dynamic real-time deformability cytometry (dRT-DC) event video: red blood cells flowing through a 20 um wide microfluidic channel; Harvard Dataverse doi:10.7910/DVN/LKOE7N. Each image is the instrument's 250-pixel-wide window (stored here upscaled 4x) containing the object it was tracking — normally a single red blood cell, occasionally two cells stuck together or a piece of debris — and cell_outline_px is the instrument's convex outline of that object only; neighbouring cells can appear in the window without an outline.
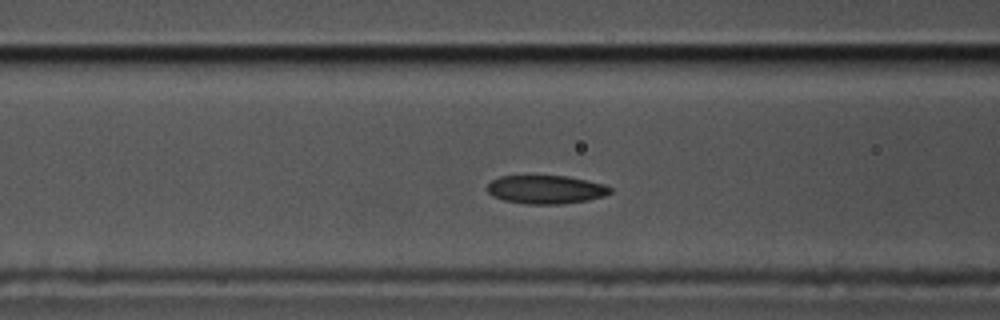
{"species": "common noctule bat (a hibernating species)", "species_latin": "Nyctalus noctula", "temperature_condition": "cold", "stored_images_in_passage": 54, "camera_frame_rate_fps": 3000, "um_per_image_px": 0.085, "animal": {"sex": "male", "body_mass_g": 17.5, "forearm_length_mm": 52.3}, "frame": {"image": 1, "passage_image": 18, "time_ms": 5.667, "image_size_px": [1000, 320], "cell_outline_px": [[612, 192], [604, 196], [588, 200], [560, 204], [524, 204], [504, 200], [492, 196], [488, 192], [488, 184], [492, 180], [500, 176], [568, 176], [604, 184], [612, 188]], "centroid_in_image_um": [46.41, 16.11], "position_along_channel_um": 120.2, "area_um2": 20.4}}
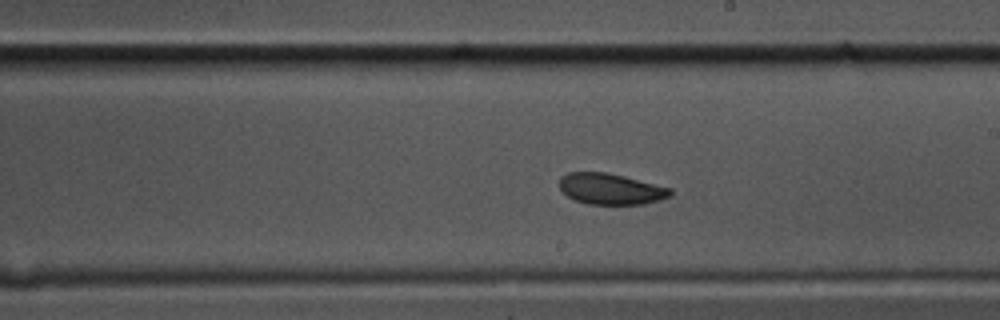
{"frame": {"image": 2, "passage_image": 28, "time_ms": 9.0, "image_size_px": [1000, 320], "cell_outline_px": [[672, 196], [660, 200], [644, 204], [588, 204], [576, 200], [560, 192], [560, 176], [568, 172], [604, 172], [624, 176], [672, 188]], "centroid_in_image_um": [51.92, 16.06], "position_along_channel_um": 237.1, "area_um2": 20.17}}
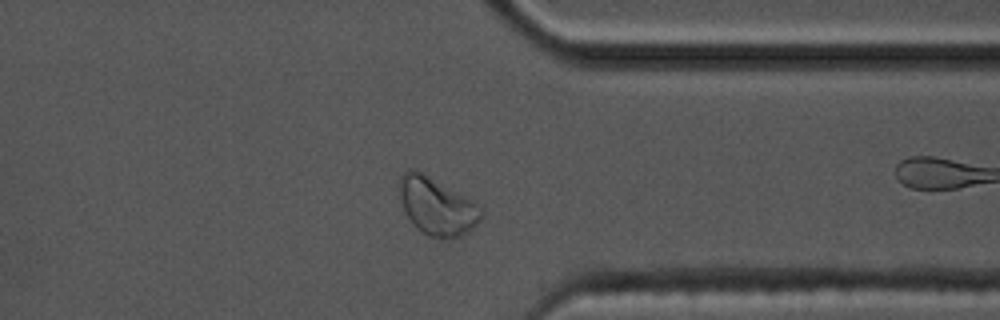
{"frame": {"image": 3, "passage_image": 40, "time_ms": 13.0, "image_size_px": [1000, 320], "cell_outline_px": [[484, 216], [468, 232], [456, 236], [440, 240], [428, 236], [420, 232], [412, 224], [400, 200], [400, 176], [408, 168], [412, 168], [420, 172], [472, 200], [484, 212]], "centroid_in_image_um": [37.12, 17.57], "position_along_channel_um": 374.3, "area_um2": 27.05}, "authors_computed_cell_mechanics": {"area_um2": 21.1259, "velocity_mm_per_s": 3.5174, "shape_relaxation_time_tau1_ms": 6.7496, "shape_relaxation_time_tau2_ms": 4.8583, "deformation_change_tau1": 0.1113, "deformation_change_tau2": 0.086}}